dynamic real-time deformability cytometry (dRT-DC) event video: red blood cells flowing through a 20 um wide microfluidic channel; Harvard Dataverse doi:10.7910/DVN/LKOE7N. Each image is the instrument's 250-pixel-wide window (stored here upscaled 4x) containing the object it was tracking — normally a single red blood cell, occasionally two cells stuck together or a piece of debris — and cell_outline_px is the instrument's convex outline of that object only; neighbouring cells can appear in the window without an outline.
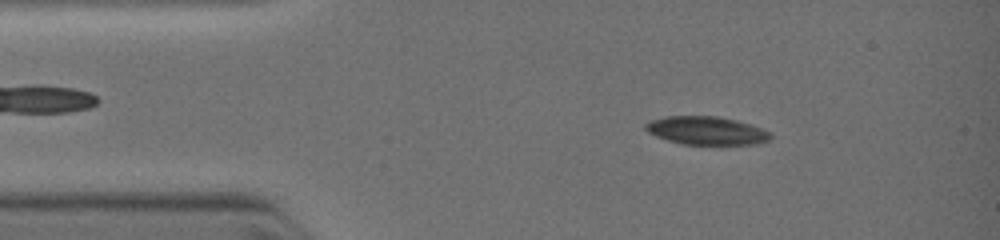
{"species": "common noctule bat (a hibernating species)", "species_latin": "Nyctalus noctula", "temperature_condition": "warm", "stored_images_in_passage": 8, "camera_frame_rate_fps": 3000, "um_per_image_px": 0.085, "animal": {"sex": "female", "body_mass_g": 19.0, "forearm_length_mm": 51.5}, "frame": {"image": 1, "passage_image": 3, "time_ms": 1.0, "image_size_px": [1000, 240], "cell_outline_px": [[772, 136], [768, 140], [760, 144], [720, 148], [680, 144], [656, 136], [648, 132], [644, 128], [644, 124], [652, 120], [668, 116], [716, 116], [748, 124], [760, 128], [768, 132]], "centroid_in_image_um": [60.07, 11.18], "position_along_channel_um": 24.9, "area_um2": 21.39}}
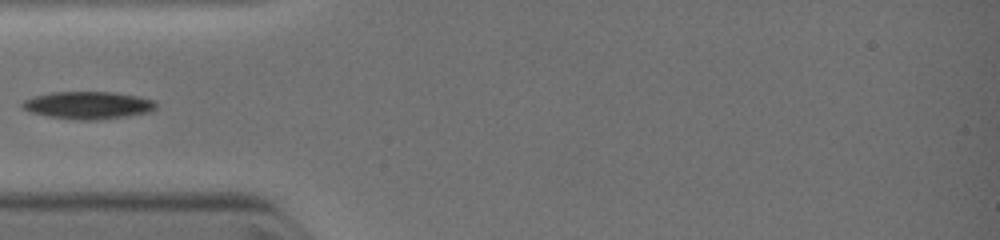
{"frame": {"image": 2, "passage_image": 7, "time_ms": 3.0, "image_size_px": [1000, 240], "cell_outline_px": [[156, 108], [148, 112], [100, 120], [76, 120], [48, 116], [32, 112], [20, 108], [20, 104], [24, 100], [32, 96], [52, 92], [112, 92], [136, 96], [156, 100]], "centroid_in_image_um": [7.45, 8.94], "position_along_channel_um": 77.6, "area_um2": 21.44}}